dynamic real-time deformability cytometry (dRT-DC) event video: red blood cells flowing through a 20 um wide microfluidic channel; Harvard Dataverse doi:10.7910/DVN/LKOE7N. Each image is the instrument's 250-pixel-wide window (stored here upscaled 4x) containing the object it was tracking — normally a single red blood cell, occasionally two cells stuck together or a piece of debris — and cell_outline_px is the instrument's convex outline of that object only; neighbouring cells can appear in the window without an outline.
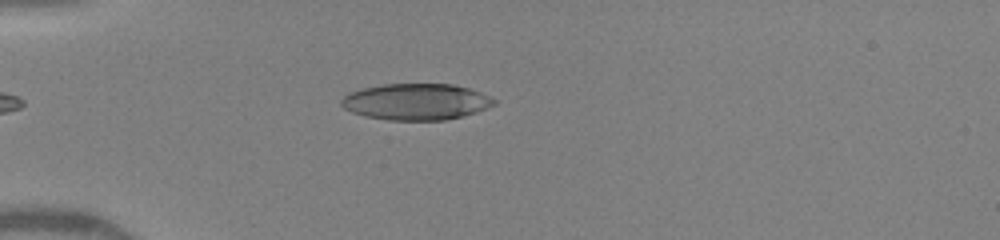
{"species": "human", "species_latin": "Homo sapiens", "temperature_condition": "warm", "stored_images_in_passage": 8, "camera_frame_rate_fps": 3000, "um_per_image_px": 0.085, "donor": {"sex": "female"}, "frame": {"image": 1, "passage_image": 5, "time_ms": 2.0, "image_size_px": [1000, 240], "cell_outline_px": [[496, 104], [476, 112], [444, 120], [388, 120], [364, 116], [352, 112], [344, 108], [340, 104], [340, 100], [348, 92], [364, 88], [384, 84], [452, 84], [468, 88], [480, 92], [496, 100]], "centroid_in_image_um": [35.34, 8.65], "position_along_channel_um": 49.7, "area_um2": 32.25}}